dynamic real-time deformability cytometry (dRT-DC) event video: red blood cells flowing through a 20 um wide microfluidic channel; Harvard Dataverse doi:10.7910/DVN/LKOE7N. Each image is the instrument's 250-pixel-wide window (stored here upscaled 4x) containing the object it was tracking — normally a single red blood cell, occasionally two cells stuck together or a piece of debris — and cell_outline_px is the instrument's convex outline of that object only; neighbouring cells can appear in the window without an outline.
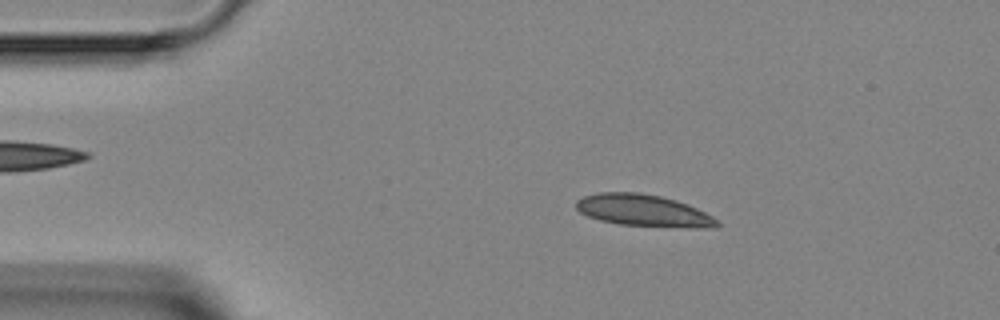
{"species": "Egyptian fruit bat (a non-hibernating species)", "species_latin": "Rousettus aegyptiacus", "temperature_condition": "room temperature", "stored_images_in_passage": 6, "camera_frame_rate_fps": 3000, "um_per_image_px": 0.085, "animal": {"sex": "female"}, "frame": {"image": 1, "passage_image": 3, "time_ms": 2.333, "image_size_px": [1000, 320], "cell_outline_px": [[720, 224], [716, 228], [688, 228], [620, 224], [600, 220], [588, 216], [580, 212], [576, 208], [576, 200], [584, 196], [600, 192], [640, 192], [660, 196], [676, 200], [688, 204], [712, 216]], "centroid_in_image_um": [54.71, 17.89], "position_along_channel_um": 30.3, "area_um2": 26.18}}
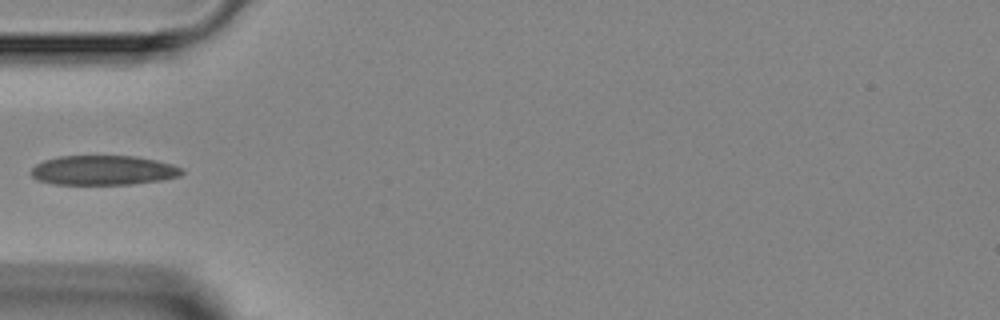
{"frame": {"image": 2, "passage_image": 5, "time_ms": 4.667, "image_size_px": [1000, 320], "cell_outline_px": [[184, 172], [180, 176], [160, 180], [132, 184], [52, 184], [36, 180], [32, 176], [32, 168], [36, 164], [44, 160], [60, 156], [136, 156], [156, 160], [172, 164], [184, 168]], "centroid_in_image_um": [8.79, 14.47], "position_along_channel_um": 76.2, "area_um2": 26.07}}
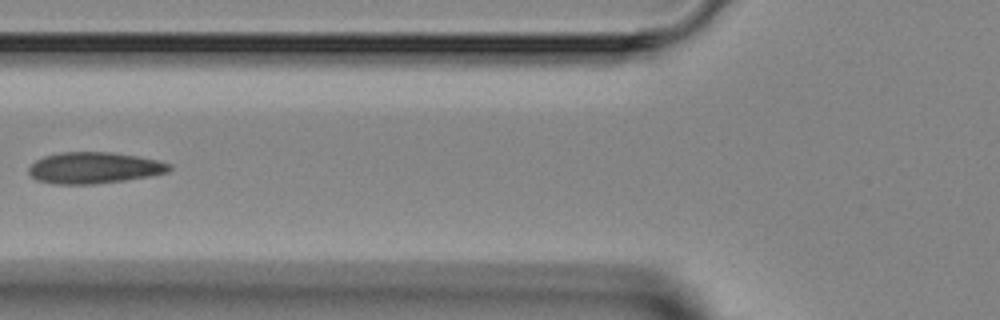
{"frame": {"image": 3, "passage_image": 6, "time_ms": 5.667, "image_size_px": [1000, 320], "cell_outline_px": [[172, 168], [168, 172], [148, 176], [124, 180], [96, 184], [52, 184], [36, 180], [28, 172], [28, 168], [36, 160], [44, 156], [60, 152], [112, 152], [136, 156], [156, 160], [172, 164]], "centroid_in_image_um": [7.98, 14.27], "position_along_channel_um": 117.8, "area_um2": 25.66}}